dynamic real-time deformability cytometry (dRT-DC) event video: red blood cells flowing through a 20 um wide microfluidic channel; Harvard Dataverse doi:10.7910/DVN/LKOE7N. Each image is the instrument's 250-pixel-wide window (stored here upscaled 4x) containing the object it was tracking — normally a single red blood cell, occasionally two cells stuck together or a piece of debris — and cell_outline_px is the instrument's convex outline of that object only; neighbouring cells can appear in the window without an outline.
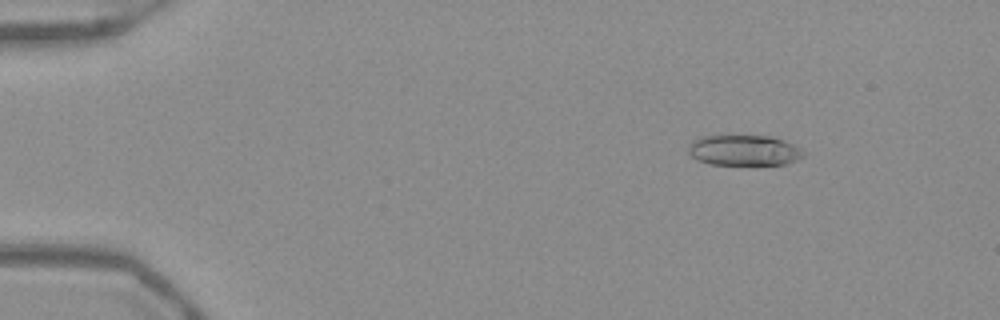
{"species": "Egyptian fruit bat (a non-hibernating species)", "species_latin": "Rousettus aegyptiacus", "temperature_condition": "warm", "stored_images_in_passage": 51, "camera_frame_rate_fps": 3000, "um_per_image_px": 0.085, "frame": {"image": 1, "passage_image": 6, "time_ms": 1.667, "image_size_px": [1000, 320], "cell_outline_px": [[808, 152], [804, 156], [796, 160], [784, 164], [712, 164], [696, 160], [688, 152], [688, 144], [692, 140], [700, 136], [772, 136], [784, 140]], "centroid_in_image_um": [63.24, 12.77], "position_along_channel_um": 21.8, "area_um2": 20.58}}
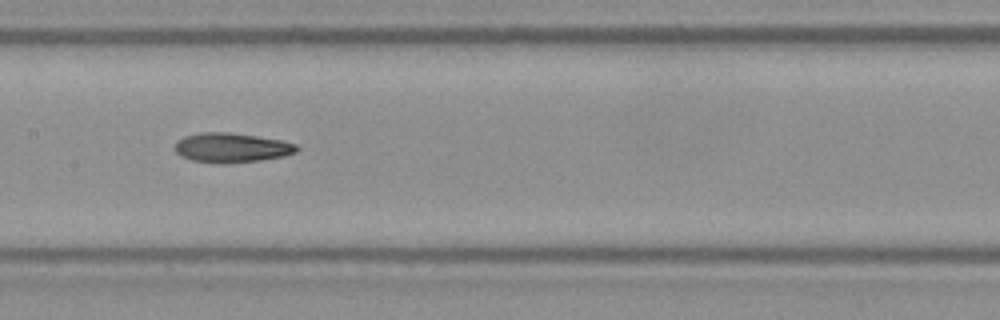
{"frame": {"image": 2, "passage_image": 26, "time_ms": 8.333, "image_size_px": [1000, 320], "cell_outline_px": [[300, 148], [296, 152], [284, 156], [260, 160], [224, 164], [216, 164], [192, 160], [180, 156], [176, 152], [176, 140], [184, 136], [200, 132], [228, 132], [284, 140], [296, 144]], "centroid_in_image_um": [19.68, 12.55], "position_along_channel_um": 187.7, "area_um2": 21.21}}
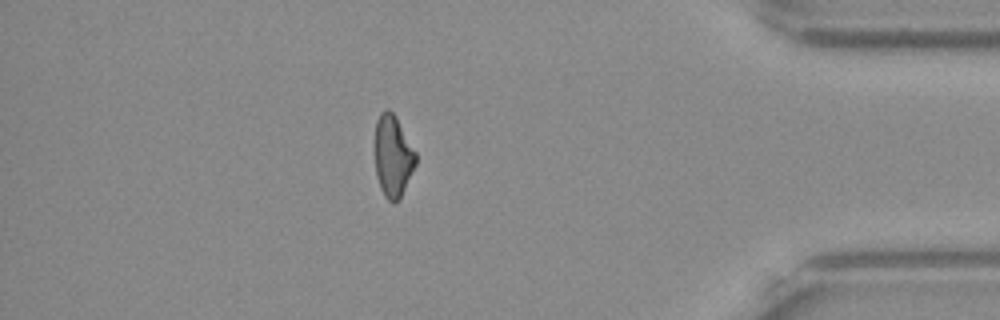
{"frame": {"image": 3, "passage_image": 45, "time_ms": 14.667, "image_size_px": [1000, 320], "cell_outline_px": [[416, 164], [400, 200], [392, 204], [384, 196], [380, 188], [376, 176], [372, 148], [376, 120], [380, 112], [384, 108], [388, 108], [396, 116], [416, 152]], "centroid_in_image_um": [33.35, 13.26], "position_along_channel_um": 401.9, "area_um2": 20.4}, "authors_computed_cell_mechanics": {"area_um2": 20.808, "velocity_mm_per_s": 3.9366, "shape_relaxation_time_tau1_ms": 8.8561, "shape_relaxation_time_tau2_ms": 4.1396, "deformation_change_tau1": 0.2154, "deformation_change_tau2": 0.1295}}